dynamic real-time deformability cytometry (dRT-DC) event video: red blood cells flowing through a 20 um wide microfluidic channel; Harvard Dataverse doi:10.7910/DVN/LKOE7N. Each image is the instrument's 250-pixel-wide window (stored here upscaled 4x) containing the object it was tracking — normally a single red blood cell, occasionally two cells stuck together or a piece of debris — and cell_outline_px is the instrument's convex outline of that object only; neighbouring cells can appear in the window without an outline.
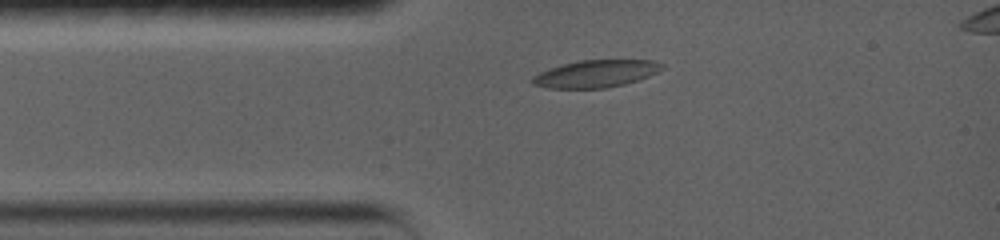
{"species": "common noctule bat (a hibernating species)", "species_latin": "Nyctalus noctula", "temperature_condition": "warm", "stored_images_in_passage": 22, "camera_frame_rate_fps": 5000, "um_per_image_px": 0.085, "animal": {"sex": "female", "body_mass_g": 19.0, "forearm_length_mm": 56.7}, "frame": {"image": 1, "passage_image": 1, "time_ms": 0.0, "image_size_px": [1000, 240], "cell_outline_px": [[664, 68], [648, 76], [624, 84], [604, 88], [548, 88], [532, 84], [532, 76], [540, 72], [564, 64], [580, 60], [652, 60], [664, 64]], "centroid_in_image_um": [50.65, 6.26], "position_along_channel_um": 34.3, "area_um2": 20.35}}
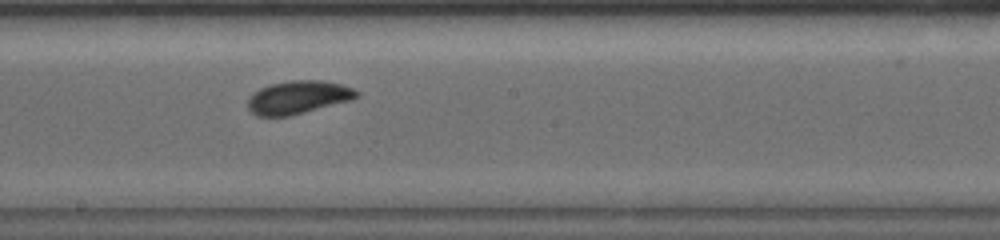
{"frame": {"image": 2, "passage_image": 9, "time_ms": 5.4, "image_size_px": [1000, 240], "cell_outline_px": [[360, 96], [352, 100], [288, 116], [256, 116], [248, 108], [248, 100], [252, 92], [260, 88], [272, 84], [292, 80], [320, 80], [340, 84], [352, 88], [360, 92]], "centroid_in_image_um": [25.35, 8.27], "position_along_channel_um": 222.9, "area_um2": 20.92}}
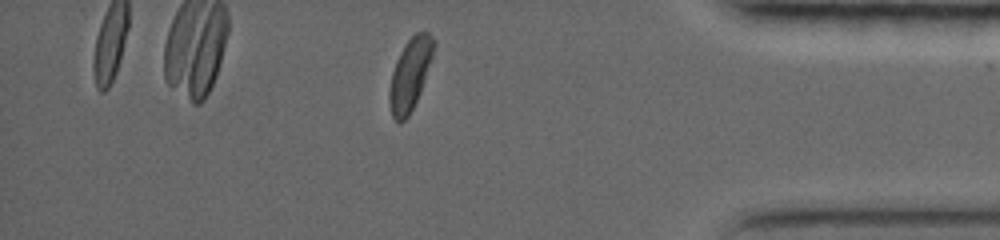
{"frame": {"image": 3, "passage_image": 19, "time_ms": 11.0, "image_size_px": [1000, 240], "cell_outline_px": [[436, 44], [420, 92], [408, 116], [400, 124], [392, 116], [388, 100], [388, 92], [392, 72], [396, 60], [400, 52], [408, 40], [416, 32], [428, 32], [436, 40]], "centroid_in_image_um": [34.84, 6.31], "position_along_channel_um": 400.4, "area_um2": 18.38}, "authors_computed_cell_mechanics": {"area_um2": 19.5942, "velocity_mm_per_s": 3.6705, "shape_relaxation_time_tau1_ms": 2.9268, "shape_relaxation_time_tau2_ms": 5.0907, "deformation_change_tau1": 0.1073, "deformation_change_tau2": 0.0792}}